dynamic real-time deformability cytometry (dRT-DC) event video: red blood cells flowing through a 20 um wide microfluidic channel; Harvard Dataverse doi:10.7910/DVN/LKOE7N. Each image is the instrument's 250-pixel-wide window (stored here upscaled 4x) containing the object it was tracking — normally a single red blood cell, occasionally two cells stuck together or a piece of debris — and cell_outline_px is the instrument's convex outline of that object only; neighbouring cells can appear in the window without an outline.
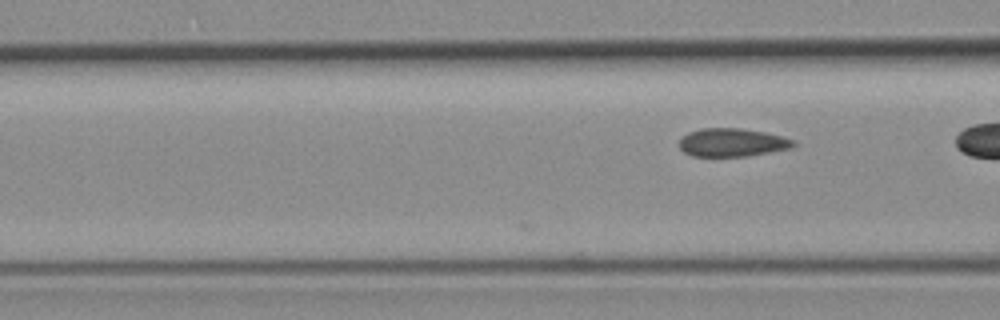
{"species": "common noctule bat (a hibernating species)", "species_latin": "Nyctalus noctula", "temperature_condition": "room temperature", "stored_images_in_passage": 8, "camera_frame_rate_fps": 3000, "um_per_image_px": 0.085, "animal": {"sex": "female", "body_mass_g": 19.3, "forearm_length_mm": 54.1}, "frame": {"image": 1, "passage_image": 8, "time_ms": 2.333, "image_size_px": [1000, 320], "cell_outline_px": [[796, 144], [792, 148], [744, 156], [692, 156], [684, 152], [680, 148], [680, 140], [688, 132], [700, 128], [740, 128], [764, 132], [796, 140]], "centroid_in_image_um": [62.23, 12.1], "position_along_channel_um": 104.4, "area_um2": 18.67}}